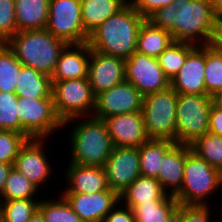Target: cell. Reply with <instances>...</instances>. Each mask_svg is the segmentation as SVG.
Masks as SVG:
<instances>
[{
  "mask_svg": "<svg viewBox=\"0 0 222 222\" xmlns=\"http://www.w3.org/2000/svg\"><path fill=\"white\" fill-rule=\"evenodd\" d=\"M212 104L222 109V89L211 96Z\"/></svg>",
  "mask_w": 222,
  "mask_h": 222,
  "instance_id": "obj_46",
  "label": "cell"
},
{
  "mask_svg": "<svg viewBox=\"0 0 222 222\" xmlns=\"http://www.w3.org/2000/svg\"><path fill=\"white\" fill-rule=\"evenodd\" d=\"M143 95L130 82L124 81L95 97L93 117H107L142 110Z\"/></svg>",
  "mask_w": 222,
  "mask_h": 222,
  "instance_id": "obj_13",
  "label": "cell"
},
{
  "mask_svg": "<svg viewBox=\"0 0 222 222\" xmlns=\"http://www.w3.org/2000/svg\"><path fill=\"white\" fill-rule=\"evenodd\" d=\"M179 207L175 196L169 195L164 200H151L132 208L135 222H167L172 213Z\"/></svg>",
  "mask_w": 222,
  "mask_h": 222,
  "instance_id": "obj_28",
  "label": "cell"
},
{
  "mask_svg": "<svg viewBox=\"0 0 222 222\" xmlns=\"http://www.w3.org/2000/svg\"><path fill=\"white\" fill-rule=\"evenodd\" d=\"M87 79L96 96L126 81L125 60L91 50Z\"/></svg>",
  "mask_w": 222,
  "mask_h": 222,
  "instance_id": "obj_16",
  "label": "cell"
},
{
  "mask_svg": "<svg viewBox=\"0 0 222 222\" xmlns=\"http://www.w3.org/2000/svg\"><path fill=\"white\" fill-rule=\"evenodd\" d=\"M120 205L118 203L104 218L103 222H135L132 209L122 206V203Z\"/></svg>",
  "mask_w": 222,
  "mask_h": 222,
  "instance_id": "obj_41",
  "label": "cell"
},
{
  "mask_svg": "<svg viewBox=\"0 0 222 222\" xmlns=\"http://www.w3.org/2000/svg\"><path fill=\"white\" fill-rule=\"evenodd\" d=\"M174 0H129V3L147 19L157 9L168 6Z\"/></svg>",
  "mask_w": 222,
  "mask_h": 222,
  "instance_id": "obj_40",
  "label": "cell"
},
{
  "mask_svg": "<svg viewBox=\"0 0 222 222\" xmlns=\"http://www.w3.org/2000/svg\"><path fill=\"white\" fill-rule=\"evenodd\" d=\"M175 142L164 139H148L138 147L141 176L157 178L165 153Z\"/></svg>",
  "mask_w": 222,
  "mask_h": 222,
  "instance_id": "obj_26",
  "label": "cell"
},
{
  "mask_svg": "<svg viewBox=\"0 0 222 222\" xmlns=\"http://www.w3.org/2000/svg\"><path fill=\"white\" fill-rule=\"evenodd\" d=\"M114 147H140L149 138L141 111L117 114L104 119Z\"/></svg>",
  "mask_w": 222,
  "mask_h": 222,
  "instance_id": "obj_17",
  "label": "cell"
},
{
  "mask_svg": "<svg viewBox=\"0 0 222 222\" xmlns=\"http://www.w3.org/2000/svg\"><path fill=\"white\" fill-rule=\"evenodd\" d=\"M191 151L222 173V136L207 132L190 145Z\"/></svg>",
  "mask_w": 222,
  "mask_h": 222,
  "instance_id": "obj_33",
  "label": "cell"
},
{
  "mask_svg": "<svg viewBox=\"0 0 222 222\" xmlns=\"http://www.w3.org/2000/svg\"><path fill=\"white\" fill-rule=\"evenodd\" d=\"M126 81L145 96L170 87L169 78L163 73L158 59L134 52L125 60Z\"/></svg>",
  "mask_w": 222,
  "mask_h": 222,
  "instance_id": "obj_11",
  "label": "cell"
},
{
  "mask_svg": "<svg viewBox=\"0 0 222 222\" xmlns=\"http://www.w3.org/2000/svg\"><path fill=\"white\" fill-rule=\"evenodd\" d=\"M177 92L165 90L143 96L142 115L149 139H164L176 143Z\"/></svg>",
  "mask_w": 222,
  "mask_h": 222,
  "instance_id": "obj_6",
  "label": "cell"
},
{
  "mask_svg": "<svg viewBox=\"0 0 222 222\" xmlns=\"http://www.w3.org/2000/svg\"><path fill=\"white\" fill-rule=\"evenodd\" d=\"M186 145L175 143L164 155L157 180L169 195H175L183 184Z\"/></svg>",
  "mask_w": 222,
  "mask_h": 222,
  "instance_id": "obj_21",
  "label": "cell"
},
{
  "mask_svg": "<svg viewBox=\"0 0 222 222\" xmlns=\"http://www.w3.org/2000/svg\"><path fill=\"white\" fill-rule=\"evenodd\" d=\"M57 196L59 198L40 200L38 209L43 213L45 222H83L63 195L57 193Z\"/></svg>",
  "mask_w": 222,
  "mask_h": 222,
  "instance_id": "obj_35",
  "label": "cell"
},
{
  "mask_svg": "<svg viewBox=\"0 0 222 222\" xmlns=\"http://www.w3.org/2000/svg\"><path fill=\"white\" fill-rule=\"evenodd\" d=\"M204 68L205 46H196L170 80V86L179 94L206 95Z\"/></svg>",
  "mask_w": 222,
  "mask_h": 222,
  "instance_id": "obj_18",
  "label": "cell"
},
{
  "mask_svg": "<svg viewBox=\"0 0 222 222\" xmlns=\"http://www.w3.org/2000/svg\"><path fill=\"white\" fill-rule=\"evenodd\" d=\"M47 138H31L19 149L13 167L17 169L28 180L33 182L39 189L44 186L42 184L48 182L51 178L53 168L49 163L50 159L46 155ZM51 164V165H50ZM52 171V172H51ZM50 177V178H49Z\"/></svg>",
  "mask_w": 222,
  "mask_h": 222,
  "instance_id": "obj_14",
  "label": "cell"
},
{
  "mask_svg": "<svg viewBox=\"0 0 222 222\" xmlns=\"http://www.w3.org/2000/svg\"><path fill=\"white\" fill-rule=\"evenodd\" d=\"M128 3L129 0H81L82 22L85 31L90 34Z\"/></svg>",
  "mask_w": 222,
  "mask_h": 222,
  "instance_id": "obj_24",
  "label": "cell"
},
{
  "mask_svg": "<svg viewBox=\"0 0 222 222\" xmlns=\"http://www.w3.org/2000/svg\"><path fill=\"white\" fill-rule=\"evenodd\" d=\"M147 20L168 31L173 41L207 46L222 41V20L209 0H174Z\"/></svg>",
  "mask_w": 222,
  "mask_h": 222,
  "instance_id": "obj_1",
  "label": "cell"
},
{
  "mask_svg": "<svg viewBox=\"0 0 222 222\" xmlns=\"http://www.w3.org/2000/svg\"><path fill=\"white\" fill-rule=\"evenodd\" d=\"M16 32L15 0H0V43H6Z\"/></svg>",
  "mask_w": 222,
  "mask_h": 222,
  "instance_id": "obj_38",
  "label": "cell"
},
{
  "mask_svg": "<svg viewBox=\"0 0 222 222\" xmlns=\"http://www.w3.org/2000/svg\"><path fill=\"white\" fill-rule=\"evenodd\" d=\"M16 95L35 99L53 98L51 77L27 66H22L16 83Z\"/></svg>",
  "mask_w": 222,
  "mask_h": 222,
  "instance_id": "obj_27",
  "label": "cell"
},
{
  "mask_svg": "<svg viewBox=\"0 0 222 222\" xmlns=\"http://www.w3.org/2000/svg\"><path fill=\"white\" fill-rule=\"evenodd\" d=\"M145 18L128 3L110 16L88 37L91 50L101 54L128 59L137 50V35Z\"/></svg>",
  "mask_w": 222,
  "mask_h": 222,
  "instance_id": "obj_2",
  "label": "cell"
},
{
  "mask_svg": "<svg viewBox=\"0 0 222 222\" xmlns=\"http://www.w3.org/2000/svg\"><path fill=\"white\" fill-rule=\"evenodd\" d=\"M210 208V204L184 205V222H211Z\"/></svg>",
  "mask_w": 222,
  "mask_h": 222,
  "instance_id": "obj_39",
  "label": "cell"
},
{
  "mask_svg": "<svg viewBox=\"0 0 222 222\" xmlns=\"http://www.w3.org/2000/svg\"><path fill=\"white\" fill-rule=\"evenodd\" d=\"M204 80L206 95L222 89V41L205 46Z\"/></svg>",
  "mask_w": 222,
  "mask_h": 222,
  "instance_id": "obj_29",
  "label": "cell"
},
{
  "mask_svg": "<svg viewBox=\"0 0 222 222\" xmlns=\"http://www.w3.org/2000/svg\"><path fill=\"white\" fill-rule=\"evenodd\" d=\"M46 29L66 44H81L88 41L85 31L81 0H50Z\"/></svg>",
  "mask_w": 222,
  "mask_h": 222,
  "instance_id": "obj_10",
  "label": "cell"
},
{
  "mask_svg": "<svg viewBox=\"0 0 222 222\" xmlns=\"http://www.w3.org/2000/svg\"><path fill=\"white\" fill-rule=\"evenodd\" d=\"M90 52L87 42L67 44L60 53L51 81L87 78Z\"/></svg>",
  "mask_w": 222,
  "mask_h": 222,
  "instance_id": "obj_20",
  "label": "cell"
},
{
  "mask_svg": "<svg viewBox=\"0 0 222 222\" xmlns=\"http://www.w3.org/2000/svg\"><path fill=\"white\" fill-rule=\"evenodd\" d=\"M168 196L169 194L156 178L139 176L120 195V203L132 209L138 204L151 202V200H164Z\"/></svg>",
  "mask_w": 222,
  "mask_h": 222,
  "instance_id": "obj_23",
  "label": "cell"
},
{
  "mask_svg": "<svg viewBox=\"0 0 222 222\" xmlns=\"http://www.w3.org/2000/svg\"><path fill=\"white\" fill-rule=\"evenodd\" d=\"M211 96L177 93L176 143L191 145L209 131Z\"/></svg>",
  "mask_w": 222,
  "mask_h": 222,
  "instance_id": "obj_7",
  "label": "cell"
},
{
  "mask_svg": "<svg viewBox=\"0 0 222 222\" xmlns=\"http://www.w3.org/2000/svg\"><path fill=\"white\" fill-rule=\"evenodd\" d=\"M214 12L222 20V0H209Z\"/></svg>",
  "mask_w": 222,
  "mask_h": 222,
  "instance_id": "obj_45",
  "label": "cell"
},
{
  "mask_svg": "<svg viewBox=\"0 0 222 222\" xmlns=\"http://www.w3.org/2000/svg\"><path fill=\"white\" fill-rule=\"evenodd\" d=\"M17 100L16 93L0 91V130L22 134V125L17 115Z\"/></svg>",
  "mask_w": 222,
  "mask_h": 222,
  "instance_id": "obj_36",
  "label": "cell"
},
{
  "mask_svg": "<svg viewBox=\"0 0 222 222\" xmlns=\"http://www.w3.org/2000/svg\"><path fill=\"white\" fill-rule=\"evenodd\" d=\"M22 64L6 43H0V91L16 92Z\"/></svg>",
  "mask_w": 222,
  "mask_h": 222,
  "instance_id": "obj_30",
  "label": "cell"
},
{
  "mask_svg": "<svg viewBox=\"0 0 222 222\" xmlns=\"http://www.w3.org/2000/svg\"><path fill=\"white\" fill-rule=\"evenodd\" d=\"M27 138L18 132L0 130V163L14 164L19 149Z\"/></svg>",
  "mask_w": 222,
  "mask_h": 222,
  "instance_id": "obj_37",
  "label": "cell"
},
{
  "mask_svg": "<svg viewBox=\"0 0 222 222\" xmlns=\"http://www.w3.org/2000/svg\"><path fill=\"white\" fill-rule=\"evenodd\" d=\"M50 0H15L17 32L45 29Z\"/></svg>",
  "mask_w": 222,
  "mask_h": 222,
  "instance_id": "obj_22",
  "label": "cell"
},
{
  "mask_svg": "<svg viewBox=\"0 0 222 222\" xmlns=\"http://www.w3.org/2000/svg\"><path fill=\"white\" fill-rule=\"evenodd\" d=\"M38 191L39 188L33 182L12 167L0 195V200L38 199Z\"/></svg>",
  "mask_w": 222,
  "mask_h": 222,
  "instance_id": "obj_32",
  "label": "cell"
},
{
  "mask_svg": "<svg viewBox=\"0 0 222 222\" xmlns=\"http://www.w3.org/2000/svg\"><path fill=\"white\" fill-rule=\"evenodd\" d=\"M108 188L119 196L139 177L137 147H114L104 164Z\"/></svg>",
  "mask_w": 222,
  "mask_h": 222,
  "instance_id": "obj_12",
  "label": "cell"
},
{
  "mask_svg": "<svg viewBox=\"0 0 222 222\" xmlns=\"http://www.w3.org/2000/svg\"><path fill=\"white\" fill-rule=\"evenodd\" d=\"M209 133L222 136V109L212 104L209 113Z\"/></svg>",
  "mask_w": 222,
  "mask_h": 222,
  "instance_id": "obj_42",
  "label": "cell"
},
{
  "mask_svg": "<svg viewBox=\"0 0 222 222\" xmlns=\"http://www.w3.org/2000/svg\"><path fill=\"white\" fill-rule=\"evenodd\" d=\"M28 222H45L43 213L37 209Z\"/></svg>",
  "mask_w": 222,
  "mask_h": 222,
  "instance_id": "obj_47",
  "label": "cell"
},
{
  "mask_svg": "<svg viewBox=\"0 0 222 222\" xmlns=\"http://www.w3.org/2000/svg\"><path fill=\"white\" fill-rule=\"evenodd\" d=\"M196 47L194 44L173 41L157 58L163 73L171 80L184 65L187 55Z\"/></svg>",
  "mask_w": 222,
  "mask_h": 222,
  "instance_id": "obj_31",
  "label": "cell"
},
{
  "mask_svg": "<svg viewBox=\"0 0 222 222\" xmlns=\"http://www.w3.org/2000/svg\"><path fill=\"white\" fill-rule=\"evenodd\" d=\"M13 164L0 163V195L4 189L6 179L11 171Z\"/></svg>",
  "mask_w": 222,
  "mask_h": 222,
  "instance_id": "obj_43",
  "label": "cell"
},
{
  "mask_svg": "<svg viewBox=\"0 0 222 222\" xmlns=\"http://www.w3.org/2000/svg\"><path fill=\"white\" fill-rule=\"evenodd\" d=\"M74 118L63 123V129L71 125L69 141L71 149L70 163L83 166H104L113 151V143L107 125L103 119L92 115ZM80 121V122H78ZM74 127V128H72Z\"/></svg>",
  "mask_w": 222,
  "mask_h": 222,
  "instance_id": "obj_3",
  "label": "cell"
},
{
  "mask_svg": "<svg viewBox=\"0 0 222 222\" xmlns=\"http://www.w3.org/2000/svg\"><path fill=\"white\" fill-rule=\"evenodd\" d=\"M167 222H184V205H179Z\"/></svg>",
  "mask_w": 222,
  "mask_h": 222,
  "instance_id": "obj_44",
  "label": "cell"
},
{
  "mask_svg": "<svg viewBox=\"0 0 222 222\" xmlns=\"http://www.w3.org/2000/svg\"><path fill=\"white\" fill-rule=\"evenodd\" d=\"M222 187V173L191 151L186 145L184 177L181 189L174 195L179 205H208L213 193Z\"/></svg>",
  "mask_w": 222,
  "mask_h": 222,
  "instance_id": "obj_5",
  "label": "cell"
},
{
  "mask_svg": "<svg viewBox=\"0 0 222 222\" xmlns=\"http://www.w3.org/2000/svg\"><path fill=\"white\" fill-rule=\"evenodd\" d=\"M6 44L23 66L50 77L55 71L61 51L67 45L46 28L16 32Z\"/></svg>",
  "mask_w": 222,
  "mask_h": 222,
  "instance_id": "obj_4",
  "label": "cell"
},
{
  "mask_svg": "<svg viewBox=\"0 0 222 222\" xmlns=\"http://www.w3.org/2000/svg\"><path fill=\"white\" fill-rule=\"evenodd\" d=\"M173 42L172 35L145 19L137 35V52L158 58Z\"/></svg>",
  "mask_w": 222,
  "mask_h": 222,
  "instance_id": "obj_25",
  "label": "cell"
},
{
  "mask_svg": "<svg viewBox=\"0 0 222 222\" xmlns=\"http://www.w3.org/2000/svg\"><path fill=\"white\" fill-rule=\"evenodd\" d=\"M16 105L22 134L27 139L51 138V134L54 135V132L63 129V123L54 108L53 98L35 99L18 96Z\"/></svg>",
  "mask_w": 222,
  "mask_h": 222,
  "instance_id": "obj_9",
  "label": "cell"
},
{
  "mask_svg": "<svg viewBox=\"0 0 222 222\" xmlns=\"http://www.w3.org/2000/svg\"><path fill=\"white\" fill-rule=\"evenodd\" d=\"M40 200H0V222H28L38 209Z\"/></svg>",
  "mask_w": 222,
  "mask_h": 222,
  "instance_id": "obj_34",
  "label": "cell"
},
{
  "mask_svg": "<svg viewBox=\"0 0 222 222\" xmlns=\"http://www.w3.org/2000/svg\"><path fill=\"white\" fill-rule=\"evenodd\" d=\"M83 222H103L108 213L120 203V196L110 190L98 193H61Z\"/></svg>",
  "mask_w": 222,
  "mask_h": 222,
  "instance_id": "obj_15",
  "label": "cell"
},
{
  "mask_svg": "<svg viewBox=\"0 0 222 222\" xmlns=\"http://www.w3.org/2000/svg\"><path fill=\"white\" fill-rule=\"evenodd\" d=\"M64 173L68 185L61 193H98L108 189L103 166H83L70 163Z\"/></svg>",
  "mask_w": 222,
  "mask_h": 222,
  "instance_id": "obj_19",
  "label": "cell"
},
{
  "mask_svg": "<svg viewBox=\"0 0 222 222\" xmlns=\"http://www.w3.org/2000/svg\"><path fill=\"white\" fill-rule=\"evenodd\" d=\"M52 97L62 123L93 115L96 96L87 78L52 81Z\"/></svg>",
  "mask_w": 222,
  "mask_h": 222,
  "instance_id": "obj_8",
  "label": "cell"
}]
</instances>
